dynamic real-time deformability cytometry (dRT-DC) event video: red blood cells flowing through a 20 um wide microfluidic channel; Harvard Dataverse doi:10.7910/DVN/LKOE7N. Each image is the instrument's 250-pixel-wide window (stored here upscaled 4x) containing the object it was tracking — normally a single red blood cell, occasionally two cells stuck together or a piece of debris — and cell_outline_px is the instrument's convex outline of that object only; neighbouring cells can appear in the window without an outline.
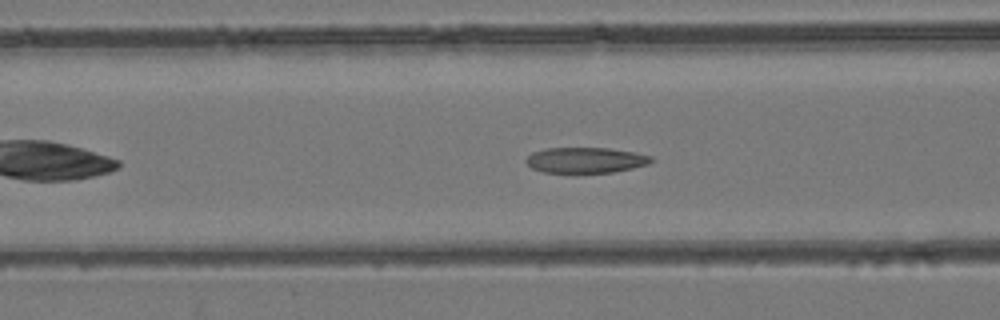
{"species": "common noctule bat (a hibernating species)", "species_latin": "Nyctalus noctula", "temperature_condition": "room temperature", "stored_images_in_passage": 39, "camera_frame_rate_fps": 3000, "um_per_image_px": 0.085, "animal": {"sex": "female", "body_mass_g": 24.6, "forearm_length_mm": 56.2}, "frame": {"image": 1, "passage_image": 9, "time_ms": 2.667, "image_size_px": [1000, 320], "cell_outline_px": [[652, 160], [648, 164], [632, 168], [612, 172], [544, 172], [532, 168], [524, 160], [532, 152], [544, 148], [608, 148], [636, 152], [652, 156]], "centroid_in_image_um": [49.77, 13.6], "position_along_channel_um": 116.8, "area_um2": 18.55}}
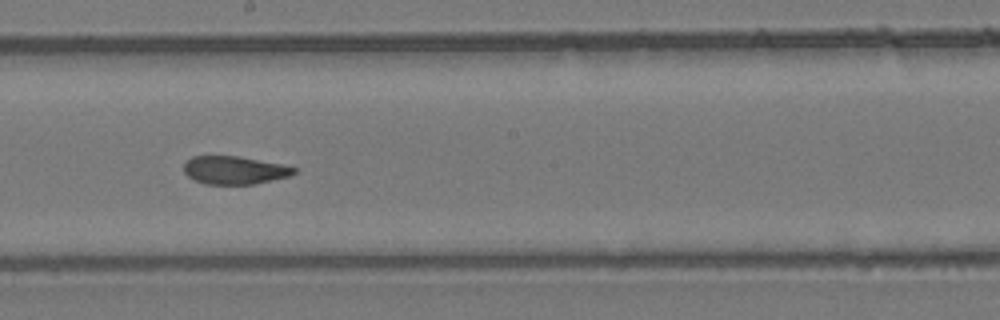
{"frame": {"image": 2, "passage_image": 17, "time_ms": 5.333, "image_size_px": [1000, 320], "cell_outline_px": [[296, 172], [288, 176], [256, 184], [204, 184], [188, 176], [184, 172], [184, 160], [192, 156], [240, 156], [284, 164], [296, 168]], "centroid_in_image_um": [19.92, 14.45], "position_along_channel_um": 228.3, "area_um2": 18.15}}
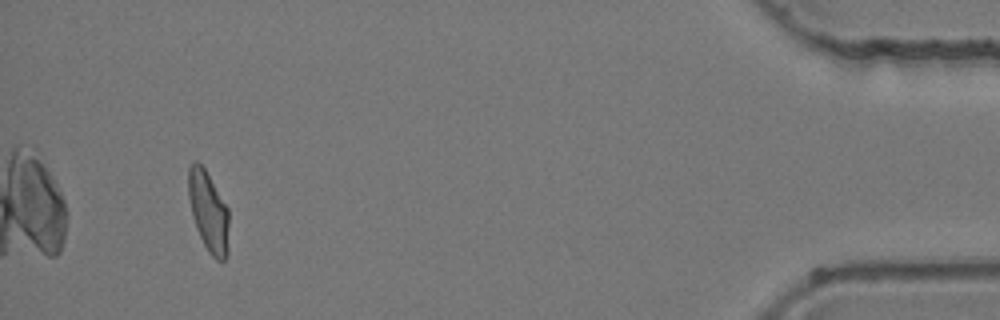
{"frame": {"image": 3, "passage_image": 36, "time_ms": 11.667, "image_size_px": [1000, 320], "cell_outline_px": [[228, 256], [224, 260], [216, 260], [208, 252], [196, 228], [192, 216], [188, 196], [188, 168], [192, 160], [196, 160], [204, 168], [228, 208]], "centroid_in_image_um": [17.7, 17.98], "position_along_channel_um": 417.5, "area_um2": 19.02}}